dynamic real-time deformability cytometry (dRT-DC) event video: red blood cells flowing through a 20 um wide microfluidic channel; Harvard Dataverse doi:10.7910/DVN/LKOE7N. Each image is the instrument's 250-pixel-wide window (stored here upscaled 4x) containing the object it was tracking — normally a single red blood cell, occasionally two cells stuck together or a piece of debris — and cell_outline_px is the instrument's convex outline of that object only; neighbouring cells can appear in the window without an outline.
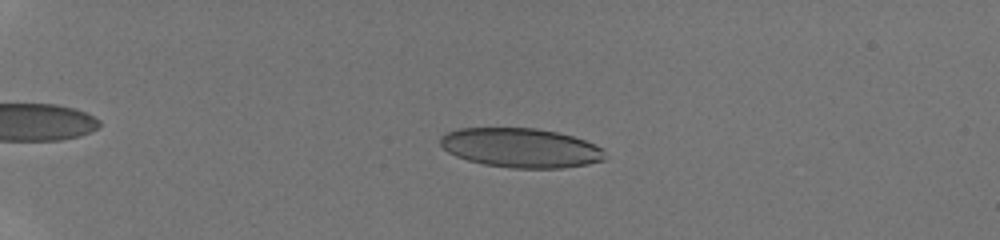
{"species": "human", "species_latin": "Homo sapiens", "temperature_condition": "room temperature", "stored_images_in_passage": 52, "camera_frame_rate_fps": 3000, "um_per_image_px": 0.085, "donor": {"sex": "male"}, "frame": {"image": 1, "passage_image": 14, "time_ms": 4.333, "image_size_px": [1000, 240], "cell_outline_px": [[604, 160], [588, 164], [560, 168], [512, 168], [484, 164], [468, 160], [456, 156], [448, 152], [440, 144], [440, 136], [448, 132], [460, 128], [536, 128], [556, 132], [572, 136], [584, 140], [604, 148]], "centroid_in_image_um": [44.26, 12.56], "position_along_channel_um": 40.7, "area_um2": 37.69}}
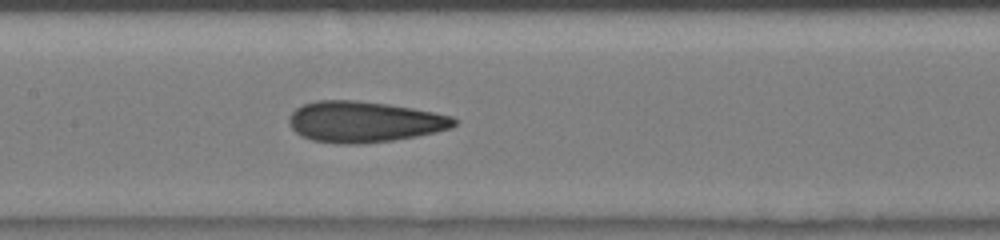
{"frame": {"image": 2, "passage_image": 29, "time_ms": 9.333, "image_size_px": [1000, 240], "cell_outline_px": [[460, 120], [452, 128], [436, 132], [416, 136], [392, 140], [364, 144], [340, 144], [312, 140], [296, 132], [292, 128], [288, 120], [292, 112], [296, 108], [304, 104], [316, 100], [356, 100], [388, 104], [412, 108], [452, 116]], "centroid_in_image_um": [30.98, 10.35], "position_along_channel_um": 176.4, "area_um2": 39.42}}
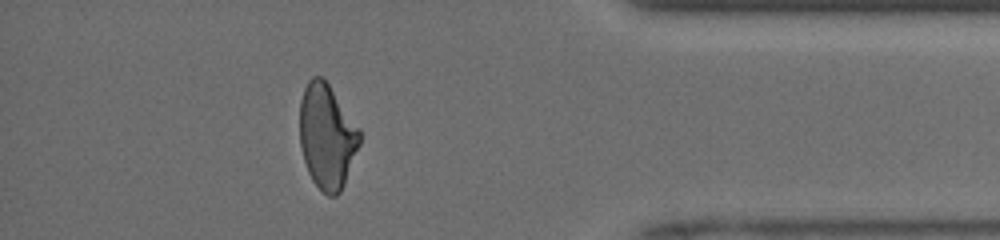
{"frame": {"image": 3, "passage_image": 47, "time_ms": 15.333, "image_size_px": [1000, 240], "cell_outline_px": [[360, 144], [344, 184], [340, 192], [336, 196], [328, 196], [312, 180], [308, 172], [304, 160], [300, 144], [300, 100], [304, 88], [308, 80], [312, 76], [320, 76], [328, 84], [360, 128]], "centroid_in_image_um": [27.79, 11.59], "position_along_channel_um": 407.4, "area_um2": 36.41}, "authors_computed_cell_mechanics": {"area_um2": 38.2925, "velocity_mm_per_s": 4.2224, "shape_relaxation_time_tau1_ms": null, "shape_relaxation_time_tau2_ms": 1.2708, "deformation_change_tau1": null, "deformation_change_tau2": 0.0963}}